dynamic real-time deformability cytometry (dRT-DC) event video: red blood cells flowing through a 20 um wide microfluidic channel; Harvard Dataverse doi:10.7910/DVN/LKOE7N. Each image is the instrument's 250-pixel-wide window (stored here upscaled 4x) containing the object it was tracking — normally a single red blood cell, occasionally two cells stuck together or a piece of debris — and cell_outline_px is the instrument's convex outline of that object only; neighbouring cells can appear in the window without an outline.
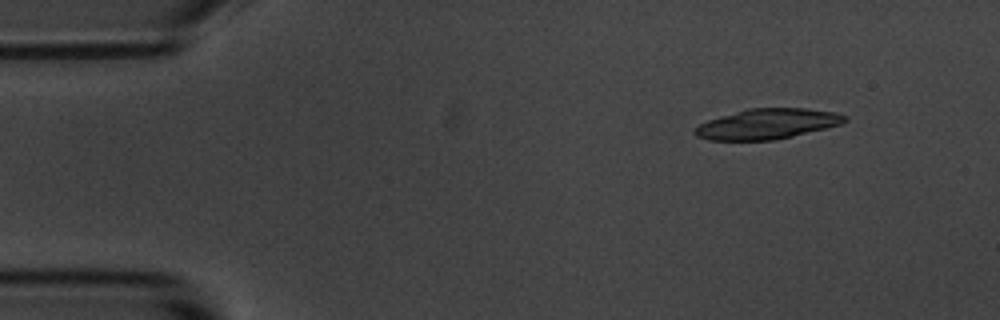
{"species": "common noctule bat (a hibernating species)", "species_latin": "Nyctalus noctula", "temperature_condition": "room temperature", "stored_images_in_passage": 5, "camera_frame_rate_fps": 3000, "um_per_image_px": 0.085, "animal": {"sex": "male", "body_mass_g": 20.1, "forearm_length_mm": 53.5}, "frame": {"image": 1, "passage_image": 2, "time_ms": 0.333, "image_size_px": [1000, 320], "cell_outline_px": [[848, 120], [844, 124], [792, 136], [772, 140], [708, 140], [696, 136], [692, 132], [692, 128], [708, 120], [720, 116], [748, 108], [808, 108], [832, 112], [848, 116]], "centroid_in_image_um": [65.21, 10.53], "position_along_channel_um": 19.8, "area_um2": 26.59}}